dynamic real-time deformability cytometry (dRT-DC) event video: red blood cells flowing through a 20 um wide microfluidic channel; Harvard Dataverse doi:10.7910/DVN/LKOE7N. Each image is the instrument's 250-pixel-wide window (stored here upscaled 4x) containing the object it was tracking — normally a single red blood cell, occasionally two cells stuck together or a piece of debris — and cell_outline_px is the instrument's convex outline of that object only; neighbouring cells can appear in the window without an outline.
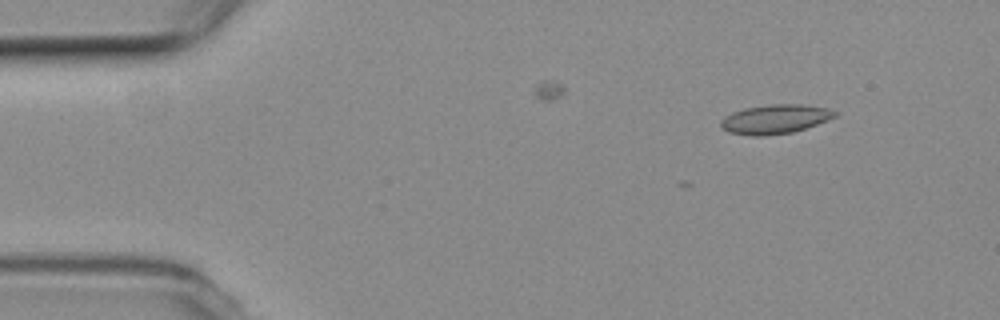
{"species": "common noctule bat (a hibernating species)", "species_latin": "Nyctalus noctula", "temperature_condition": "room temperature", "stored_images_in_passage": 6, "camera_frame_rate_fps": 3000, "um_per_image_px": 0.085, "animal": {"sex": "female", "body_mass_g": 19.3, "forearm_length_mm": 54.1}, "frame": {"image": 1, "passage_image": 1, "time_ms": 0.0, "image_size_px": [1000, 320], "cell_outline_px": [[836, 116], [816, 124], [792, 132], [764, 136], [752, 136], [728, 132], [720, 124], [720, 120], [724, 116], [732, 112], [744, 108], [768, 104], [800, 104], [828, 108], [836, 112]], "centroid_in_image_um": [65.83, 10.12], "position_along_channel_um": 19.2, "area_um2": 19.31}}